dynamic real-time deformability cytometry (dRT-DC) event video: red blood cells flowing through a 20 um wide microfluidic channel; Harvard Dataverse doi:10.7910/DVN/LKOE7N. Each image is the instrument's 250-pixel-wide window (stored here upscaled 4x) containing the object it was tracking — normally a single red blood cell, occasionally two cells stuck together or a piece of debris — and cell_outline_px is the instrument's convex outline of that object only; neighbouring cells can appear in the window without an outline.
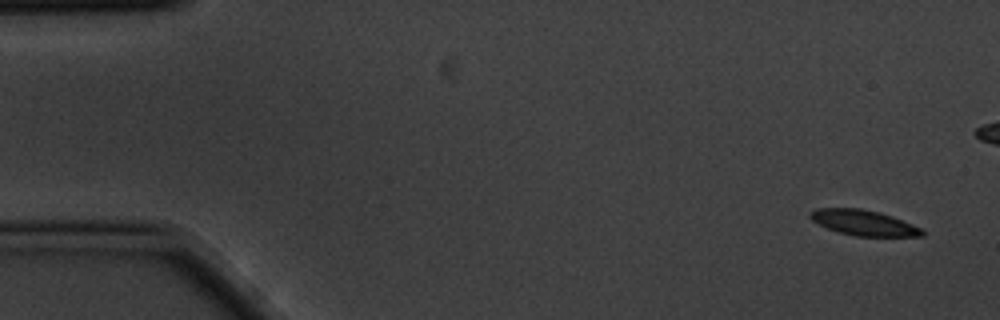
{"species": "common noctule bat (a hibernating species)", "species_latin": "Nyctalus noctula", "temperature_condition": "cold", "stored_images_in_passage": 6, "segment_of_instrument_passage": [2, 2], "camera_frame_rate_fps": 3000, "um_per_image_px": 0.085, "animal": {"sex": "male", "body_mass_g": 20.1, "forearm_length_mm": 53.5}, "frame": {"image": 1, "passage_image": 6, "time_ms": 1.667, "image_size_px": [1000, 320], "cell_outline_px": [[924, 236], [856, 236], [840, 232], [828, 228], [812, 220], [808, 216], [808, 212], [816, 208], [860, 208], [892, 216], [912, 224], [920, 228], [924, 232]], "centroid_in_image_um": [73.38, 18.92], "position_along_channel_um": 11.6, "area_um2": 16.36}}